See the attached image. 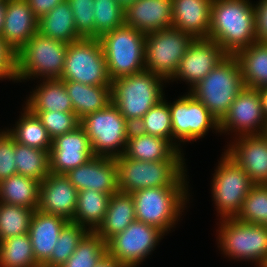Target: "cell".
<instances>
[{"instance_id": "obj_1", "label": "cell", "mask_w": 267, "mask_h": 267, "mask_svg": "<svg viewBox=\"0 0 267 267\" xmlns=\"http://www.w3.org/2000/svg\"><path fill=\"white\" fill-rule=\"evenodd\" d=\"M254 5L249 0H213L208 38L228 55L255 43Z\"/></svg>"}, {"instance_id": "obj_2", "label": "cell", "mask_w": 267, "mask_h": 267, "mask_svg": "<svg viewBox=\"0 0 267 267\" xmlns=\"http://www.w3.org/2000/svg\"><path fill=\"white\" fill-rule=\"evenodd\" d=\"M163 80L166 81L147 70L112 80V103L132 127L164 98Z\"/></svg>"}, {"instance_id": "obj_3", "label": "cell", "mask_w": 267, "mask_h": 267, "mask_svg": "<svg viewBox=\"0 0 267 267\" xmlns=\"http://www.w3.org/2000/svg\"><path fill=\"white\" fill-rule=\"evenodd\" d=\"M244 87L238 60L227 55L189 93L220 123Z\"/></svg>"}, {"instance_id": "obj_4", "label": "cell", "mask_w": 267, "mask_h": 267, "mask_svg": "<svg viewBox=\"0 0 267 267\" xmlns=\"http://www.w3.org/2000/svg\"><path fill=\"white\" fill-rule=\"evenodd\" d=\"M186 182L184 177L175 187H152L131 193L136 220L168 232L186 207Z\"/></svg>"}, {"instance_id": "obj_5", "label": "cell", "mask_w": 267, "mask_h": 267, "mask_svg": "<svg viewBox=\"0 0 267 267\" xmlns=\"http://www.w3.org/2000/svg\"><path fill=\"white\" fill-rule=\"evenodd\" d=\"M67 48L68 43L37 32L15 55L16 80L61 78Z\"/></svg>"}, {"instance_id": "obj_6", "label": "cell", "mask_w": 267, "mask_h": 267, "mask_svg": "<svg viewBox=\"0 0 267 267\" xmlns=\"http://www.w3.org/2000/svg\"><path fill=\"white\" fill-rule=\"evenodd\" d=\"M99 40L111 80L145 70L146 34L124 24Z\"/></svg>"}, {"instance_id": "obj_7", "label": "cell", "mask_w": 267, "mask_h": 267, "mask_svg": "<svg viewBox=\"0 0 267 267\" xmlns=\"http://www.w3.org/2000/svg\"><path fill=\"white\" fill-rule=\"evenodd\" d=\"M119 191L133 193L152 187H175L186 175L184 161H138L115 158Z\"/></svg>"}, {"instance_id": "obj_8", "label": "cell", "mask_w": 267, "mask_h": 267, "mask_svg": "<svg viewBox=\"0 0 267 267\" xmlns=\"http://www.w3.org/2000/svg\"><path fill=\"white\" fill-rule=\"evenodd\" d=\"M80 126L86 132L95 156L116 158L125 153L132 125L113 103L84 116Z\"/></svg>"}, {"instance_id": "obj_9", "label": "cell", "mask_w": 267, "mask_h": 267, "mask_svg": "<svg viewBox=\"0 0 267 267\" xmlns=\"http://www.w3.org/2000/svg\"><path fill=\"white\" fill-rule=\"evenodd\" d=\"M219 227L221 251L228 257L252 260L262 267L267 261V226L243 222L236 217L223 218Z\"/></svg>"}, {"instance_id": "obj_10", "label": "cell", "mask_w": 267, "mask_h": 267, "mask_svg": "<svg viewBox=\"0 0 267 267\" xmlns=\"http://www.w3.org/2000/svg\"><path fill=\"white\" fill-rule=\"evenodd\" d=\"M60 79L92 86H111L100 40L82 38L69 43Z\"/></svg>"}, {"instance_id": "obj_11", "label": "cell", "mask_w": 267, "mask_h": 267, "mask_svg": "<svg viewBox=\"0 0 267 267\" xmlns=\"http://www.w3.org/2000/svg\"><path fill=\"white\" fill-rule=\"evenodd\" d=\"M194 38L170 27L146 34L145 70L170 80Z\"/></svg>"}, {"instance_id": "obj_12", "label": "cell", "mask_w": 267, "mask_h": 267, "mask_svg": "<svg viewBox=\"0 0 267 267\" xmlns=\"http://www.w3.org/2000/svg\"><path fill=\"white\" fill-rule=\"evenodd\" d=\"M220 160L212 181V195L220 217H236L243 200L255 185L249 175L227 153Z\"/></svg>"}, {"instance_id": "obj_13", "label": "cell", "mask_w": 267, "mask_h": 267, "mask_svg": "<svg viewBox=\"0 0 267 267\" xmlns=\"http://www.w3.org/2000/svg\"><path fill=\"white\" fill-rule=\"evenodd\" d=\"M165 233L159 228L133 221L124 231L107 242V253L124 267H137L154 250Z\"/></svg>"}, {"instance_id": "obj_14", "label": "cell", "mask_w": 267, "mask_h": 267, "mask_svg": "<svg viewBox=\"0 0 267 267\" xmlns=\"http://www.w3.org/2000/svg\"><path fill=\"white\" fill-rule=\"evenodd\" d=\"M172 121V141H196L206 135L210 128L219 132V122L209 110L190 93L169 103ZM174 138V139H173Z\"/></svg>"}, {"instance_id": "obj_15", "label": "cell", "mask_w": 267, "mask_h": 267, "mask_svg": "<svg viewBox=\"0 0 267 267\" xmlns=\"http://www.w3.org/2000/svg\"><path fill=\"white\" fill-rule=\"evenodd\" d=\"M230 130L239 132V137L267 133V120L258 89L244 87L238 93L228 113L219 123L220 133Z\"/></svg>"}, {"instance_id": "obj_16", "label": "cell", "mask_w": 267, "mask_h": 267, "mask_svg": "<svg viewBox=\"0 0 267 267\" xmlns=\"http://www.w3.org/2000/svg\"><path fill=\"white\" fill-rule=\"evenodd\" d=\"M228 54L214 40L197 38L192 41L179 67L170 80L182 79L190 84V90L203 80Z\"/></svg>"}, {"instance_id": "obj_17", "label": "cell", "mask_w": 267, "mask_h": 267, "mask_svg": "<svg viewBox=\"0 0 267 267\" xmlns=\"http://www.w3.org/2000/svg\"><path fill=\"white\" fill-rule=\"evenodd\" d=\"M93 156L89 138L79 126L52 140L49 151L50 173L66 174L69 170L85 164Z\"/></svg>"}, {"instance_id": "obj_18", "label": "cell", "mask_w": 267, "mask_h": 267, "mask_svg": "<svg viewBox=\"0 0 267 267\" xmlns=\"http://www.w3.org/2000/svg\"><path fill=\"white\" fill-rule=\"evenodd\" d=\"M64 175L78 191L91 189L109 195L119 191L115 158L94 155L85 164Z\"/></svg>"}, {"instance_id": "obj_19", "label": "cell", "mask_w": 267, "mask_h": 267, "mask_svg": "<svg viewBox=\"0 0 267 267\" xmlns=\"http://www.w3.org/2000/svg\"><path fill=\"white\" fill-rule=\"evenodd\" d=\"M78 190L64 174L50 173L39 187L38 210L60 215L72 221L75 215Z\"/></svg>"}, {"instance_id": "obj_20", "label": "cell", "mask_w": 267, "mask_h": 267, "mask_svg": "<svg viewBox=\"0 0 267 267\" xmlns=\"http://www.w3.org/2000/svg\"><path fill=\"white\" fill-rule=\"evenodd\" d=\"M238 138L225 152L254 184H267V133Z\"/></svg>"}, {"instance_id": "obj_21", "label": "cell", "mask_w": 267, "mask_h": 267, "mask_svg": "<svg viewBox=\"0 0 267 267\" xmlns=\"http://www.w3.org/2000/svg\"><path fill=\"white\" fill-rule=\"evenodd\" d=\"M38 32V18L26 0H7L1 37L17 54Z\"/></svg>"}, {"instance_id": "obj_22", "label": "cell", "mask_w": 267, "mask_h": 267, "mask_svg": "<svg viewBox=\"0 0 267 267\" xmlns=\"http://www.w3.org/2000/svg\"><path fill=\"white\" fill-rule=\"evenodd\" d=\"M125 25L148 34L172 27L171 0H137L124 9Z\"/></svg>"}, {"instance_id": "obj_23", "label": "cell", "mask_w": 267, "mask_h": 267, "mask_svg": "<svg viewBox=\"0 0 267 267\" xmlns=\"http://www.w3.org/2000/svg\"><path fill=\"white\" fill-rule=\"evenodd\" d=\"M172 27L194 39L208 38L213 0H171Z\"/></svg>"}, {"instance_id": "obj_24", "label": "cell", "mask_w": 267, "mask_h": 267, "mask_svg": "<svg viewBox=\"0 0 267 267\" xmlns=\"http://www.w3.org/2000/svg\"><path fill=\"white\" fill-rule=\"evenodd\" d=\"M69 221L60 216L34 210L29 227V236L34 258L42 267L50 258L60 231Z\"/></svg>"}, {"instance_id": "obj_25", "label": "cell", "mask_w": 267, "mask_h": 267, "mask_svg": "<svg viewBox=\"0 0 267 267\" xmlns=\"http://www.w3.org/2000/svg\"><path fill=\"white\" fill-rule=\"evenodd\" d=\"M124 155L138 161H184L178 151L168 140L144 134L132 127Z\"/></svg>"}, {"instance_id": "obj_26", "label": "cell", "mask_w": 267, "mask_h": 267, "mask_svg": "<svg viewBox=\"0 0 267 267\" xmlns=\"http://www.w3.org/2000/svg\"><path fill=\"white\" fill-rule=\"evenodd\" d=\"M43 83V84H42ZM26 103L30 112H66L73 113L71 99L60 78L43 79Z\"/></svg>"}, {"instance_id": "obj_27", "label": "cell", "mask_w": 267, "mask_h": 267, "mask_svg": "<svg viewBox=\"0 0 267 267\" xmlns=\"http://www.w3.org/2000/svg\"><path fill=\"white\" fill-rule=\"evenodd\" d=\"M135 220L132 195L117 191L111 194L105 219L95 232L107 242L115 234L124 231Z\"/></svg>"}, {"instance_id": "obj_28", "label": "cell", "mask_w": 267, "mask_h": 267, "mask_svg": "<svg viewBox=\"0 0 267 267\" xmlns=\"http://www.w3.org/2000/svg\"><path fill=\"white\" fill-rule=\"evenodd\" d=\"M64 83L71 99L73 113L79 119L112 103L111 86H92L75 81Z\"/></svg>"}, {"instance_id": "obj_29", "label": "cell", "mask_w": 267, "mask_h": 267, "mask_svg": "<svg viewBox=\"0 0 267 267\" xmlns=\"http://www.w3.org/2000/svg\"><path fill=\"white\" fill-rule=\"evenodd\" d=\"M234 56L245 87L259 89L267 86V43L255 42Z\"/></svg>"}, {"instance_id": "obj_30", "label": "cell", "mask_w": 267, "mask_h": 267, "mask_svg": "<svg viewBox=\"0 0 267 267\" xmlns=\"http://www.w3.org/2000/svg\"><path fill=\"white\" fill-rule=\"evenodd\" d=\"M38 33L68 44L82 39L77 33L73 13L67 0L38 19Z\"/></svg>"}, {"instance_id": "obj_31", "label": "cell", "mask_w": 267, "mask_h": 267, "mask_svg": "<svg viewBox=\"0 0 267 267\" xmlns=\"http://www.w3.org/2000/svg\"><path fill=\"white\" fill-rule=\"evenodd\" d=\"M110 196L91 189L78 191L75 215L71 222L88 231H96L105 219Z\"/></svg>"}, {"instance_id": "obj_32", "label": "cell", "mask_w": 267, "mask_h": 267, "mask_svg": "<svg viewBox=\"0 0 267 267\" xmlns=\"http://www.w3.org/2000/svg\"><path fill=\"white\" fill-rule=\"evenodd\" d=\"M40 182L14 174L0 182V202L38 209Z\"/></svg>"}, {"instance_id": "obj_33", "label": "cell", "mask_w": 267, "mask_h": 267, "mask_svg": "<svg viewBox=\"0 0 267 267\" xmlns=\"http://www.w3.org/2000/svg\"><path fill=\"white\" fill-rule=\"evenodd\" d=\"M24 108V113L17 121L16 128L8 129L7 132L15 142L42 150H50L52 139L48 135L47 129L36 114L31 113L26 107Z\"/></svg>"}, {"instance_id": "obj_34", "label": "cell", "mask_w": 267, "mask_h": 267, "mask_svg": "<svg viewBox=\"0 0 267 267\" xmlns=\"http://www.w3.org/2000/svg\"><path fill=\"white\" fill-rule=\"evenodd\" d=\"M49 151L15 142L17 174L42 182L50 174Z\"/></svg>"}, {"instance_id": "obj_35", "label": "cell", "mask_w": 267, "mask_h": 267, "mask_svg": "<svg viewBox=\"0 0 267 267\" xmlns=\"http://www.w3.org/2000/svg\"><path fill=\"white\" fill-rule=\"evenodd\" d=\"M0 267H41L34 258L29 234L0 241Z\"/></svg>"}, {"instance_id": "obj_36", "label": "cell", "mask_w": 267, "mask_h": 267, "mask_svg": "<svg viewBox=\"0 0 267 267\" xmlns=\"http://www.w3.org/2000/svg\"><path fill=\"white\" fill-rule=\"evenodd\" d=\"M164 98L154 105L137 123L140 132L168 140L178 151L179 145L172 142V121L169 104Z\"/></svg>"}, {"instance_id": "obj_37", "label": "cell", "mask_w": 267, "mask_h": 267, "mask_svg": "<svg viewBox=\"0 0 267 267\" xmlns=\"http://www.w3.org/2000/svg\"><path fill=\"white\" fill-rule=\"evenodd\" d=\"M34 209L0 202V241L28 234Z\"/></svg>"}, {"instance_id": "obj_38", "label": "cell", "mask_w": 267, "mask_h": 267, "mask_svg": "<svg viewBox=\"0 0 267 267\" xmlns=\"http://www.w3.org/2000/svg\"><path fill=\"white\" fill-rule=\"evenodd\" d=\"M106 253V242L95 231H88L61 267H95Z\"/></svg>"}, {"instance_id": "obj_39", "label": "cell", "mask_w": 267, "mask_h": 267, "mask_svg": "<svg viewBox=\"0 0 267 267\" xmlns=\"http://www.w3.org/2000/svg\"><path fill=\"white\" fill-rule=\"evenodd\" d=\"M88 232L85 227L69 221L60 231L49 260L42 267H61L77 249Z\"/></svg>"}, {"instance_id": "obj_40", "label": "cell", "mask_w": 267, "mask_h": 267, "mask_svg": "<svg viewBox=\"0 0 267 267\" xmlns=\"http://www.w3.org/2000/svg\"><path fill=\"white\" fill-rule=\"evenodd\" d=\"M237 219L267 226V184H255L243 200Z\"/></svg>"}, {"instance_id": "obj_41", "label": "cell", "mask_w": 267, "mask_h": 267, "mask_svg": "<svg viewBox=\"0 0 267 267\" xmlns=\"http://www.w3.org/2000/svg\"><path fill=\"white\" fill-rule=\"evenodd\" d=\"M95 39L125 24L124 8L117 0H94Z\"/></svg>"}, {"instance_id": "obj_42", "label": "cell", "mask_w": 267, "mask_h": 267, "mask_svg": "<svg viewBox=\"0 0 267 267\" xmlns=\"http://www.w3.org/2000/svg\"><path fill=\"white\" fill-rule=\"evenodd\" d=\"M36 114L53 140L57 136L71 132L80 126V119L74 113L66 112H31Z\"/></svg>"}, {"instance_id": "obj_43", "label": "cell", "mask_w": 267, "mask_h": 267, "mask_svg": "<svg viewBox=\"0 0 267 267\" xmlns=\"http://www.w3.org/2000/svg\"><path fill=\"white\" fill-rule=\"evenodd\" d=\"M73 13L78 35L95 39L94 0H67Z\"/></svg>"}, {"instance_id": "obj_44", "label": "cell", "mask_w": 267, "mask_h": 267, "mask_svg": "<svg viewBox=\"0 0 267 267\" xmlns=\"http://www.w3.org/2000/svg\"><path fill=\"white\" fill-rule=\"evenodd\" d=\"M15 140L7 131L0 132V182L17 174L14 162Z\"/></svg>"}, {"instance_id": "obj_45", "label": "cell", "mask_w": 267, "mask_h": 267, "mask_svg": "<svg viewBox=\"0 0 267 267\" xmlns=\"http://www.w3.org/2000/svg\"><path fill=\"white\" fill-rule=\"evenodd\" d=\"M15 55L4 39L0 37V79L9 78L16 81Z\"/></svg>"}, {"instance_id": "obj_46", "label": "cell", "mask_w": 267, "mask_h": 267, "mask_svg": "<svg viewBox=\"0 0 267 267\" xmlns=\"http://www.w3.org/2000/svg\"><path fill=\"white\" fill-rule=\"evenodd\" d=\"M256 42L267 43V0L254 6Z\"/></svg>"}, {"instance_id": "obj_47", "label": "cell", "mask_w": 267, "mask_h": 267, "mask_svg": "<svg viewBox=\"0 0 267 267\" xmlns=\"http://www.w3.org/2000/svg\"><path fill=\"white\" fill-rule=\"evenodd\" d=\"M34 15L39 19L64 0H26Z\"/></svg>"}, {"instance_id": "obj_48", "label": "cell", "mask_w": 267, "mask_h": 267, "mask_svg": "<svg viewBox=\"0 0 267 267\" xmlns=\"http://www.w3.org/2000/svg\"><path fill=\"white\" fill-rule=\"evenodd\" d=\"M95 267H124L117 259L106 253Z\"/></svg>"}, {"instance_id": "obj_49", "label": "cell", "mask_w": 267, "mask_h": 267, "mask_svg": "<svg viewBox=\"0 0 267 267\" xmlns=\"http://www.w3.org/2000/svg\"><path fill=\"white\" fill-rule=\"evenodd\" d=\"M262 99L263 113L267 120V86L258 89Z\"/></svg>"}, {"instance_id": "obj_50", "label": "cell", "mask_w": 267, "mask_h": 267, "mask_svg": "<svg viewBox=\"0 0 267 267\" xmlns=\"http://www.w3.org/2000/svg\"><path fill=\"white\" fill-rule=\"evenodd\" d=\"M5 12H6V3H0V37L2 33Z\"/></svg>"}, {"instance_id": "obj_51", "label": "cell", "mask_w": 267, "mask_h": 267, "mask_svg": "<svg viewBox=\"0 0 267 267\" xmlns=\"http://www.w3.org/2000/svg\"><path fill=\"white\" fill-rule=\"evenodd\" d=\"M117 1L124 9H126L129 5L133 4L137 0H117Z\"/></svg>"}, {"instance_id": "obj_52", "label": "cell", "mask_w": 267, "mask_h": 267, "mask_svg": "<svg viewBox=\"0 0 267 267\" xmlns=\"http://www.w3.org/2000/svg\"><path fill=\"white\" fill-rule=\"evenodd\" d=\"M7 0H0V3H6Z\"/></svg>"}, {"instance_id": "obj_53", "label": "cell", "mask_w": 267, "mask_h": 267, "mask_svg": "<svg viewBox=\"0 0 267 267\" xmlns=\"http://www.w3.org/2000/svg\"><path fill=\"white\" fill-rule=\"evenodd\" d=\"M262 267H267V261H266V263Z\"/></svg>"}]
</instances>
